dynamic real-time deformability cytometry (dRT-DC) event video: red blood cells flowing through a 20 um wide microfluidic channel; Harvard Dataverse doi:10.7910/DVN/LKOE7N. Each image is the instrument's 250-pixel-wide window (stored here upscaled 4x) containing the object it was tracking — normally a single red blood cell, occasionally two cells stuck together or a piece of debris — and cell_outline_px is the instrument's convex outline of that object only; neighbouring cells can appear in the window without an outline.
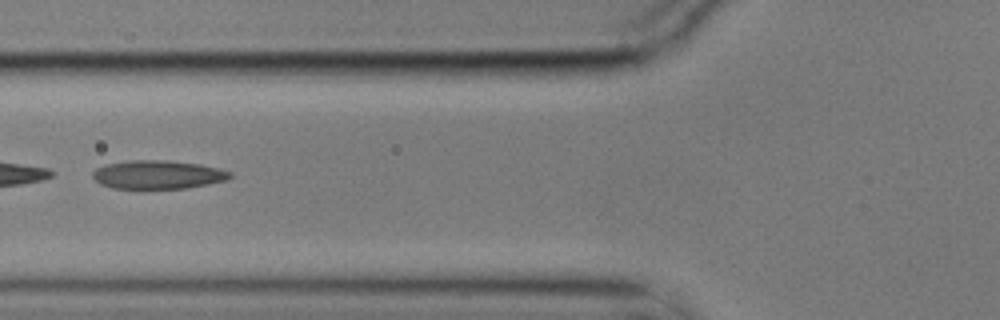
{"species": "common noctule bat (a hibernating species)", "species_latin": "Nyctalus noctula", "temperature_condition": "cold", "stored_images_in_passage": 13, "camera_frame_rate_fps": 3000, "um_per_image_px": 0.085, "animal": {"sex": "male", "body_mass_g": 17.9}, "frame": {"image": 1, "passage_image": 4, "time_ms": 1.0, "image_size_px": [1000, 320], "cell_outline_px": [[232, 176], [228, 180], [188, 188], [112, 188], [100, 184], [92, 176], [92, 172], [96, 168], [104, 164], [128, 160], [164, 160], [200, 164], [232, 172]], "centroid_in_image_um": [13.4, 14.84], "position_along_channel_um": 112.4, "area_um2": 22.89}}